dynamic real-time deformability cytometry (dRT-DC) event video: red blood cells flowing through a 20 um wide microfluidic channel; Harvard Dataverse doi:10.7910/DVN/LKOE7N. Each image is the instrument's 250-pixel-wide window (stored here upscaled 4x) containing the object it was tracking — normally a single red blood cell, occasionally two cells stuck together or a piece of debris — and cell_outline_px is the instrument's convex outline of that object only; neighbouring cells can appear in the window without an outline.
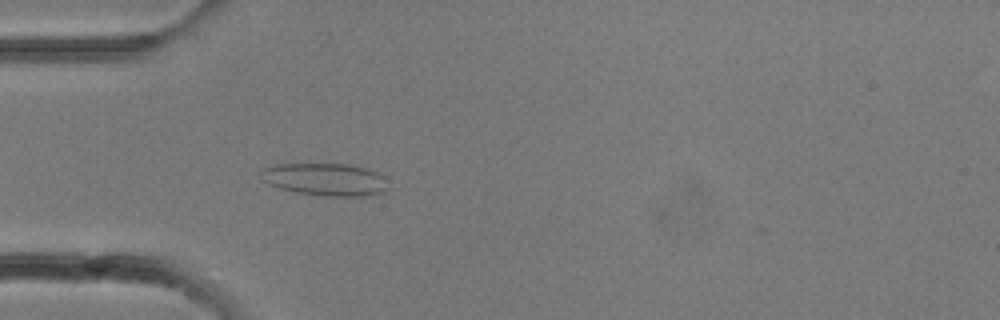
{"species": "common noctule bat (a hibernating species)", "species_latin": "Nyctalus noctula", "temperature_condition": "room temperature", "stored_images_in_passage": 28, "camera_frame_rate_fps": 3000, "um_per_image_px": 0.085, "animal": {"sex": "female"}, "frame": {"image": 1, "passage_image": 9, "time_ms": 2.667, "image_size_px": [1000, 320], "cell_outline_px": [[388, 188], [372, 196], [320, 196], [296, 192], [280, 188], [268, 184], [264, 180], [260, 172], [260, 168], [272, 164], [352, 164], [380, 172], [384, 176]], "centroid_in_image_um": [27.65, 15.24], "position_along_channel_um": 57.3, "area_um2": 24.45}}
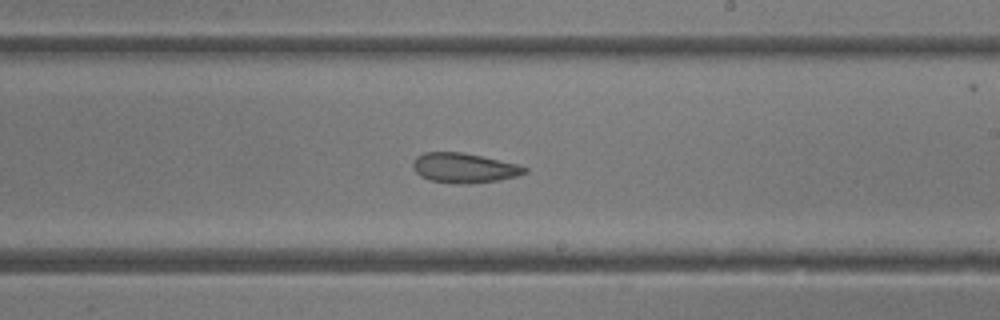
{"frame": {"image": 2, "passage_image": 17, "time_ms": 5.333, "image_size_px": [1000, 320], "cell_outline_px": [[528, 172], [516, 176], [500, 180], [464, 184], [460, 184], [432, 180], [420, 176], [416, 172], [412, 164], [416, 156], [424, 152], [464, 152], [516, 164], [528, 168]], "centroid_in_image_um": [39.44, 14.27], "position_along_channel_um": 249.6, "area_um2": 19.25}}
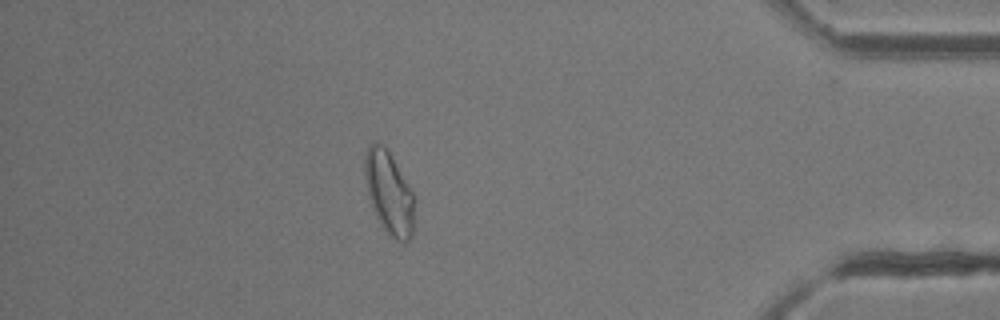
{"frame": {"image": 3, "passage_image": 25, "time_ms": 8.0, "image_size_px": [1000, 320], "cell_outline_px": [[412, 236], [404, 244], [388, 236], [380, 224], [372, 208], [368, 196], [364, 176], [364, 156], [368, 144], [372, 140], [376, 140], [388, 148], [412, 192]], "centroid_in_image_um": [33.0, 16.34], "position_along_channel_um": 402.2, "area_um2": 24.16}}